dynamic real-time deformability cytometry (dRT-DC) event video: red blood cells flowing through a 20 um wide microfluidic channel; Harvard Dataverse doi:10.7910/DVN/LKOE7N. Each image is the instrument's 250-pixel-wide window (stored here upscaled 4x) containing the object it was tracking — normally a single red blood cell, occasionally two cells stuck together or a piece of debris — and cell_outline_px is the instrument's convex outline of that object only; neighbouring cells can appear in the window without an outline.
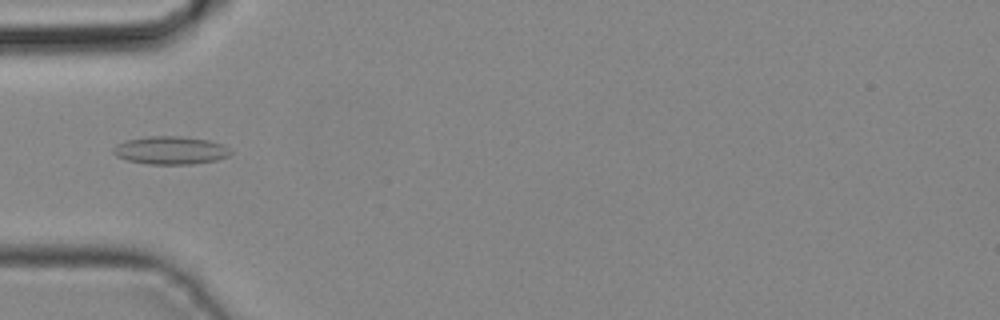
{"species": "common noctule bat (a hibernating species)", "species_latin": "Nyctalus noctula", "temperature_condition": "cold", "stored_images_in_passage": 37, "camera_frame_rate_fps": 3000, "um_per_image_px": 0.085, "animal": {"sex": "male", "body_mass_g": 19.2, "forearm_length_mm": 51.8}, "frame": {"image": 1, "passage_image": 9, "time_ms": 2.667, "image_size_px": [1000, 320], "cell_outline_px": [[232, 152], [228, 156], [216, 160], [192, 164], [148, 164], [128, 160], [116, 156], [112, 152], [112, 148], [116, 144], [128, 140], [148, 136], [180, 136], [208, 140], [224, 144]], "centroid_in_image_um": [14.49, 12.77], "position_along_channel_um": 70.5, "area_um2": 19.13}}
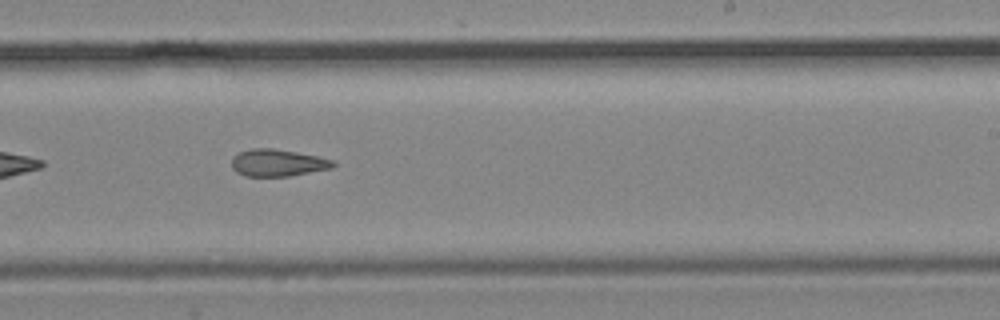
{"frame": {"image": 2, "passage_image": 21, "time_ms": 6.667, "image_size_px": [1000, 320], "cell_outline_px": [[336, 164], [332, 168], [288, 176], [244, 176], [236, 172], [232, 168], [232, 156], [240, 152], [252, 148], [272, 148], [296, 152], [336, 160]], "centroid_in_image_um": [23.6, 13.84], "position_along_channel_um": 265.4, "area_um2": 16.01}}
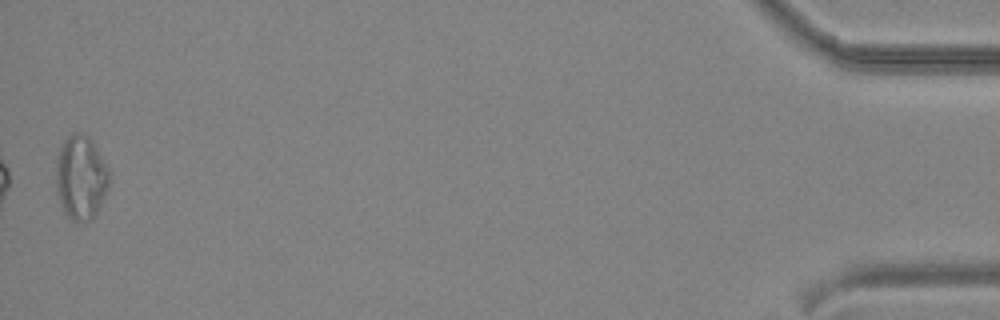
{"frame": {"image": 3, "passage_image": 37, "time_ms": 12.0, "image_size_px": [1000, 320], "cell_outline_px": [[112, 176], [108, 188], [96, 212], [88, 220], [72, 220], [64, 212], [56, 192], [56, 156], [64, 140], [72, 132], [80, 132], [88, 136], [92, 140], [108, 168]], "centroid_in_image_um": [6.87, 15.04], "position_along_channel_um": 428.3, "area_um2": 26.13}}